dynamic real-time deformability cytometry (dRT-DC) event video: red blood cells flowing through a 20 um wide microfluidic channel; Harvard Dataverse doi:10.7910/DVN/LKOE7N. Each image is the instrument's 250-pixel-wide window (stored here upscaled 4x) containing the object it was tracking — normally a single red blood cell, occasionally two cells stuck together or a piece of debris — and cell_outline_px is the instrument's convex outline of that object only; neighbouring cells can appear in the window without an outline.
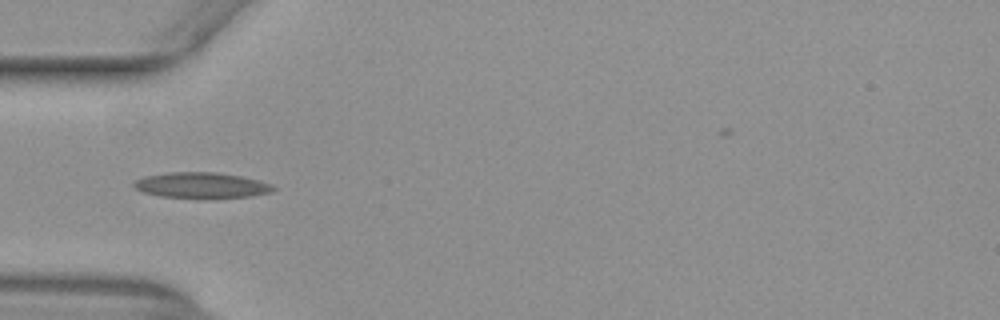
{"species": "common noctule bat (a hibernating species)", "species_latin": "Nyctalus noctula", "temperature_condition": "warm", "stored_images_in_passage": 35, "camera_frame_rate_fps": 3000, "um_per_image_px": 0.085, "animal": {"sex": "female", "body_mass_g": 29.2, "forearm_length_mm": 56.3}, "frame": {"image": 1, "passage_image": 1, "time_ms": 0.0, "image_size_px": [1000, 320], "cell_outline_px": [[276, 188], [272, 192], [252, 196], [212, 200], [208, 200], [160, 196], [144, 192], [136, 188], [132, 184], [136, 180], [144, 176], [168, 172], [216, 172], [240, 176], [272, 184]], "centroid_in_image_um": [17.15, 15.78], "position_along_channel_um": 67.9, "area_um2": 21.44}}
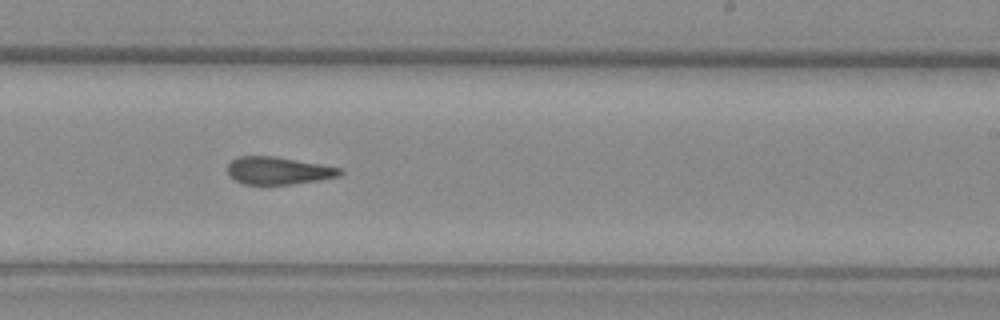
{"frame": {"image": 2, "passage_image": 16, "time_ms": 5.0, "image_size_px": [1000, 320], "cell_outline_px": [[344, 172], [340, 176], [320, 180], [292, 184], [244, 184], [228, 176], [228, 164], [232, 160], [240, 156], [276, 156], [344, 168]], "centroid_in_image_um": [23.71, 14.5], "position_along_channel_um": 265.3, "area_um2": 18.21}}
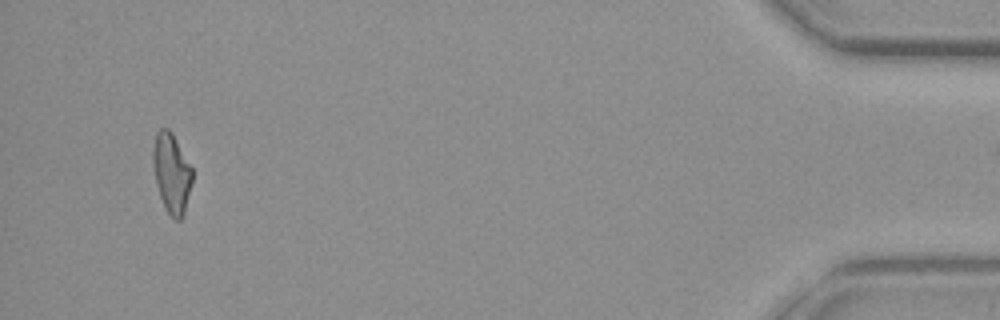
{"frame": {"image": 3, "passage_image": 34, "time_ms": 11.0, "image_size_px": [1000, 320], "cell_outline_px": [[192, 180], [184, 216], [180, 220], [176, 220], [168, 212], [160, 196], [156, 184], [152, 164], [152, 148], [156, 132], [160, 128], [168, 128], [172, 132], [192, 168]], "centroid_in_image_um": [14.57, 14.68], "position_along_channel_um": 420.6, "area_um2": 18.26}}